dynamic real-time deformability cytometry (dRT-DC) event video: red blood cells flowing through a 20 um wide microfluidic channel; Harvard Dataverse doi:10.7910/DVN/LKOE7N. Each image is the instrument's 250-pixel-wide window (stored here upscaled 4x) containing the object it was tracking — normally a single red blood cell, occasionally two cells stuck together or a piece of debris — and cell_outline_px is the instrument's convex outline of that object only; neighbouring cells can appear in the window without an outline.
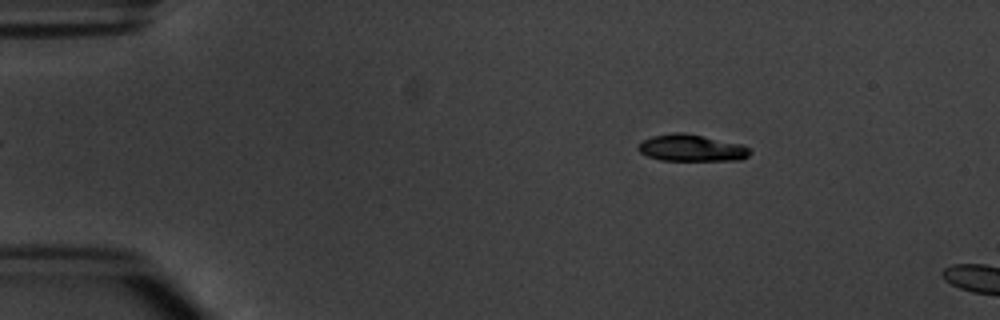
{"species": "common noctule bat (a hibernating species)", "species_latin": "Nyctalus noctula", "temperature_condition": "warm", "stored_images_in_passage": 3, "camera_frame_rate_fps": 3000, "um_per_image_px": 0.085, "animal": {"sex": "male", "body_mass_g": 20.1, "forearm_length_mm": 53.5}, "frame": {"image": 1, "passage_image": 2, "time_ms": 1.0, "image_size_px": [1000, 320], "cell_outline_px": [[752, 152], [748, 156], [740, 160], [660, 160], [648, 156], [640, 152], [636, 148], [644, 140], [652, 136], [672, 132], [684, 132], [744, 144], [752, 148]], "centroid_in_image_um": [58.83, 12.57], "position_along_channel_um": 26.2, "area_um2": 17.63}}